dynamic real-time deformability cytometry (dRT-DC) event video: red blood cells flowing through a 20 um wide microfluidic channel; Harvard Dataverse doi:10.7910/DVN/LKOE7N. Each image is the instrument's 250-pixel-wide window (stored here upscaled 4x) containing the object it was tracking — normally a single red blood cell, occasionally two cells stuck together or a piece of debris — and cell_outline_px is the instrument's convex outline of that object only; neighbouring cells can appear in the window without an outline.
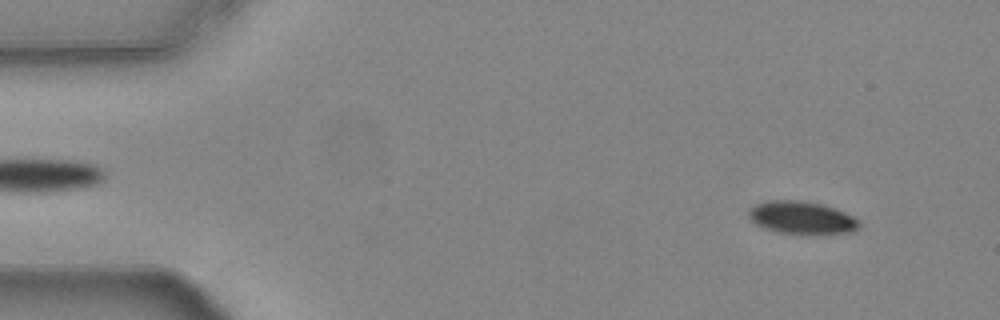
{"species": "common noctule bat (a hibernating species)", "species_latin": "Nyctalus noctula", "temperature_condition": "warm", "stored_images_in_passage": 48, "camera_frame_rate_fps": 3000, "um_per_image_px": 0.085, "animal": {"sex": "female", "body_mass_g": 24.6, "forearm_length_mm": 56.2}, "frame": {"image": 1, "passage_image": 5, "time_ms": 1.333, "image_size_px": [1000, 320], "cell_outline_px": [[860, 228], [856, 232], [780, 232], [764, 228], [756, 224], [748, 216], [748, 212], [756, 204], [764, 200], [800, 200], [820, 204], [836, 208], [860, 220]], "centroid_in_image_um": [68.16, 18.47], "position_along_channel_um": 16.8, "area_um2": 20.58}}
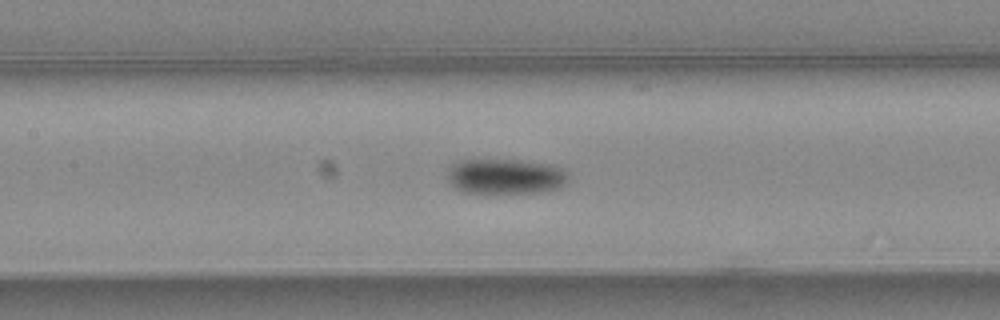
{"frame": {"image": 2, "passage_image": 25, "time_ms": 8.0, "image_size_px": [1000, 320], "cell_outline_px": [[568, 180], [564, 184], [556, 188], [536, 192], [488, 196], [464, 192], [456, 188], [448, 180], [448, 172], [452, 164], [456, 160], [520, 160], [552, 164], [568, 172]], "centroid_in_image_um": [42.93, 15.03], "position_along_channel_um": 164.5, "area_um2": 25.61}}
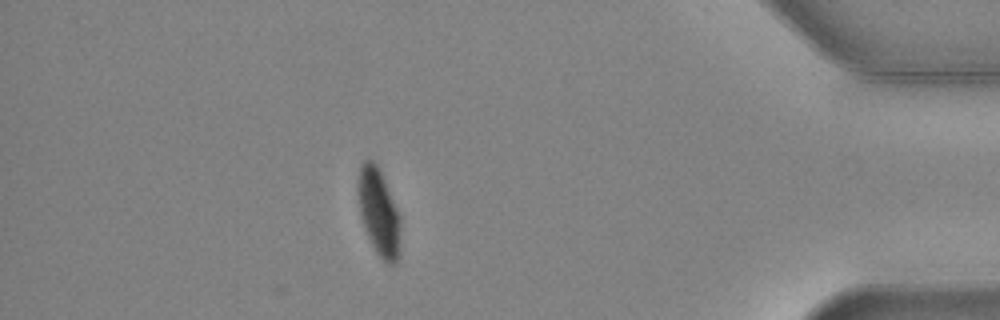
{"frame": {"image": 3, "passage_image": 48, "time_ms": 15.667, "image_size_px": [1000, 320], "cell_outline_px": [[400, 256], [396, 264], [388, 264], [376, 252], [364, 228], [360, 216], [356, 192], [356, 180], [360, 164], [364, 160], [372, 160], [380, 168], [400, 216]], "centroid_in_image_um": [32.17, 18.0], "position_along_channel_um": 403.0, "area_um2": 22.14}, "authors_computed_cell_mechanics": {"area_um2": 23.5824, "velocity_mm_per_s": 3.7293, "shape_relaxation_time_tau1_ms": 3.1575, "shape_relaxation_time_tau2_ms": 2.2751, "deformation_change_tau1": 0.147, "deformation_change_tau2": 0.0451}}